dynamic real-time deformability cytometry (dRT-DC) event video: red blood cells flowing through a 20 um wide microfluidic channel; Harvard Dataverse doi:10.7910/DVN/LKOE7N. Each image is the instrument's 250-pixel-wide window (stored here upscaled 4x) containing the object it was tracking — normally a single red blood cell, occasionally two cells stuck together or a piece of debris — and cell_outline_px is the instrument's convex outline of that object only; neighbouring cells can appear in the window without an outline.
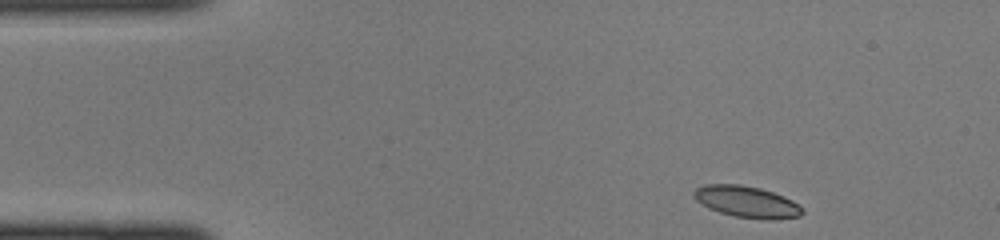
{"species": "common noctule bat (a hibernating species)", "species_latin": "Nyctalus noctula", "temperature_condition": "cold", "stored_images_in_passage": 40, "camera_frame_rate_fps": 3000, "um_per_image_px": 0.085, "animal": {"sex": "female", "body_mass_g": 22.0, "forearm_length_mm": 56.7}, "frame": {"image": 1, "passage_image": 1, "time_ms": 0.0, "image_size_px": [1000, 240], "cell_outline_px": [[804, 212], [800, 216], [736, 216], [720, 212], [708, 208], [696, 200], [692, 196], [692, 192], [696, 188], [704, 184], [740, 184], [760, 188], [784, 196], [800, 204], [804, 208]], "centroid_in_image_um": [63.39, 17.08], "position_along_channel_um": 21.6, "area_um2": 19.07}}
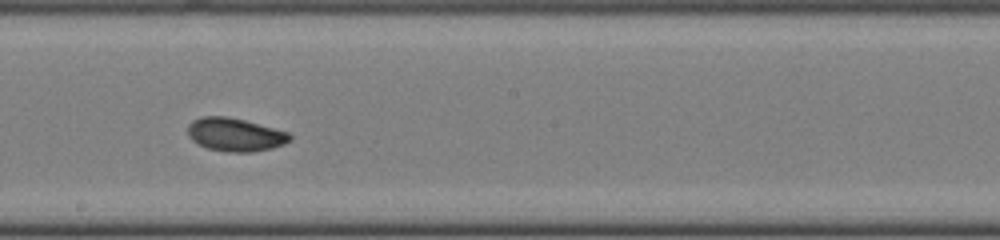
{"frame": {"image": 2, "passage_image": 20, "time_ms": 6.333, "image_size_px": [1000, 240], "cell_outline_px": [[292, 140], [284, 144], [272, 148], [252, 152], [228, 152], [208, 148], [192, 140], [188, 136], [188, 124], [192, 120], [200, 116], [224, 116], [244, 120], [288, 132], [292, 136]], "centroid_in_image_um": [19.98, 11.44], "position_along_channel_um": 228.2, "area_um2": 19.77}}
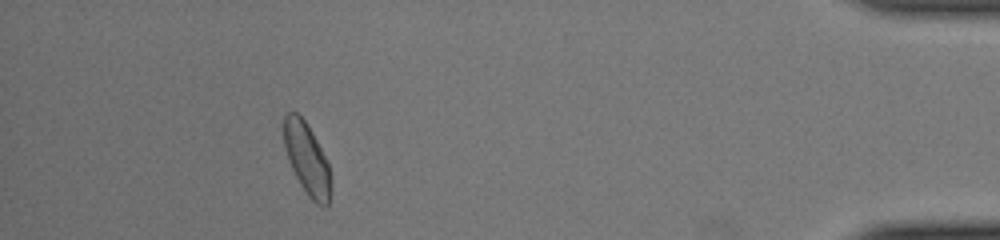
{"frame": {"image": 3, "passage_image": 36, "time_ms": 11.667, "image_size_px": [1000, 240], "cell_outline_px": [[328, 204], [324, 208], [316, 204], [308, 196], [300, 184], [292, 168], [284, 144], [284, 116], [288, 112], [296, 112], [304, 120], [316, 140], [328, 164]], "centroid_in_image_um": [26.05, 13.49], "position_along_channel_um": 409.2, "area_um2": 18.67}}